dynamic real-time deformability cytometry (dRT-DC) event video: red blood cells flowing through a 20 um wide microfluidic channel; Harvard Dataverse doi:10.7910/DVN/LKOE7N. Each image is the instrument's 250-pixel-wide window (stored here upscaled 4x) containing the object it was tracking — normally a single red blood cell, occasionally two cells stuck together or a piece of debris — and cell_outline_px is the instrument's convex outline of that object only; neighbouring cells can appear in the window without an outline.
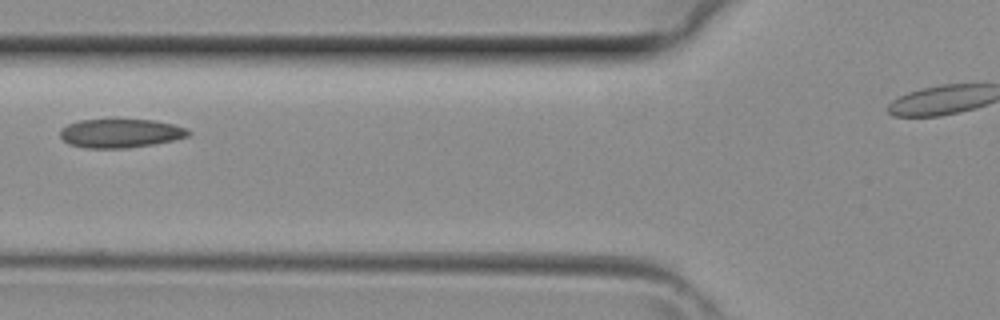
{"species": "common noctule bat (a hibernating species)", "species_latin": "Nyctalus noctula", "temperature_condition": "room temperature", "stored_images_in_passage": 3, "segment_of_instrument_passage": [1, 2], "camera_frame_rate_fps": 3000, "um_per_image_px": 0.085, "animal": {"sex": "female", "body_mass_g": 29.2, "forearm_length_mm": 56.3}, "frame": {"image": 1, "passage_image": 2, "time_ms": 0.333, "image_size_px": [1000, 320], "cell_outline_px": [[192, 132], [188, 136], [172, 140], [152, 144], [128, 148], [88, 148], [68, 144], [60, 136], [60, 128], [68, 124], [80, 120], [112, 116], [152, 120], [172, 124], [184, 128]], "centroid_in_image_um": [10.18, 11.27], "position_along_channel_um": 115.6, "area_um2": 22.31}}